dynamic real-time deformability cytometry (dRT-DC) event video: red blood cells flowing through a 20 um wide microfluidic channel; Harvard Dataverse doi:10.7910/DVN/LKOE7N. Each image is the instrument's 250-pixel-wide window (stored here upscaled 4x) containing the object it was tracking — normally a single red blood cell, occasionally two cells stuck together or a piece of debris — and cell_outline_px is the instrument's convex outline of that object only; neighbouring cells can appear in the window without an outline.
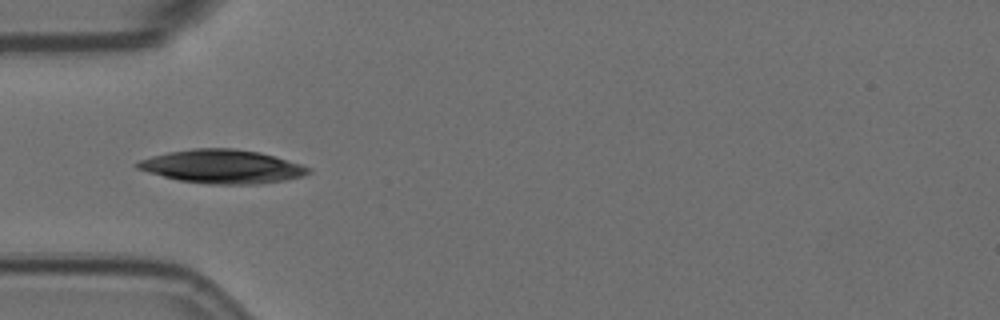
{"species": "Egyptian fruit bat (a non-hibernating species)", "species_latin": "Rousettus aegyptiacus", "temperature_condition": "room temperature", "stored_images_in_passage": 20, "camera_frame_rate_fps": 3000, "um_per_image_px": 0.085, "animal": {"sex": "female"}, "frame": {"image": 1, "passage_image": 4, "time_ms": 1.0, "image_size_px": [1000, 320], "cell_outline_px": [[312, 172], [304, 176], [284, 180], [260, 184], [208, 184], [180, 180], [148, 172], [136, 168], [132, 164], [140, 160], [152, 156], [168, 152], [192, 148], [232, 148], [260, 152], [300, 164], [312, 168]], "centroid_in_image_um": [18.9, 14.15], "position_along_channel_um": 66.1, "area_um2": 33.47}}
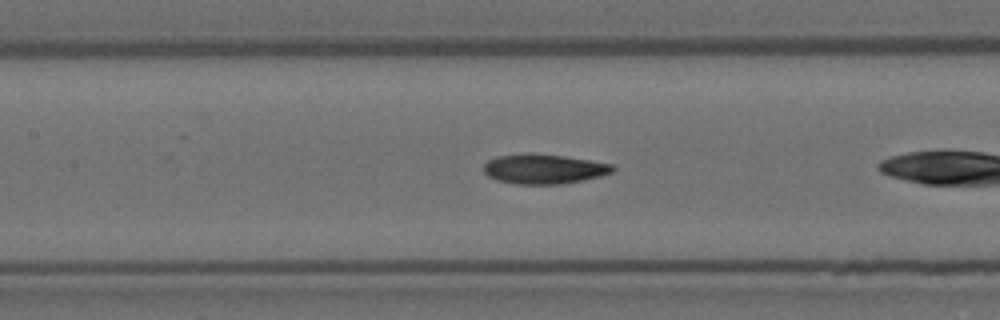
{"frame": {"image": 2, "passage_image": 9, "time_ms": 2.667, "image_size_px": [1000, 320], "cell_outline_px": [[616, 168], [612, 172], [600, 176], [564, 184], [516, 184], [496, 180], [488, 176], [484, 172], [484, 164], [488, 160], [500, 156], [564, 156], [612, 164]], "centroid_in_image_um": [46.26, 14.41], "position_along_channel_um": 161.1, "area_um2": 21.44}}
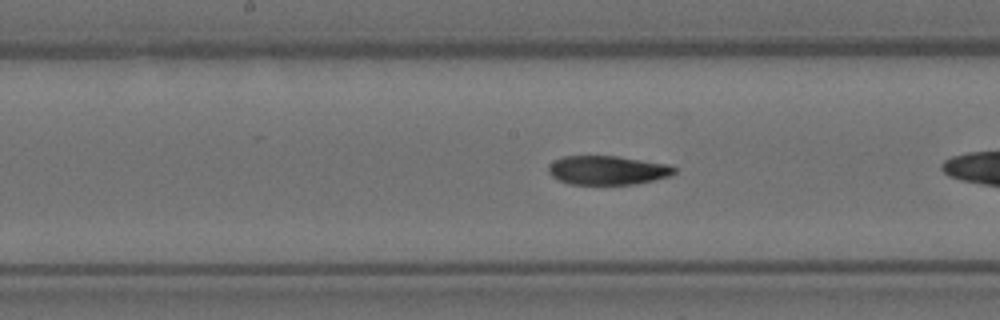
{"frame": {"image": 3, "passage_image": 12, "time_ms": 3.667, "image_size_px": [1000, 320], "cell_outline_px": [[676, 172], [672, 176], [656, 180], [636, 184], [568, 184], [552, 176], [548, 172], [548, 168], [552, 160], [564, 156], [616, 156], [668, 164], [676, 168]], "centroid_in_image_um": [51.66, 14.47], "position_along_channel_um": 196.5, "area_um2": 21.39}}